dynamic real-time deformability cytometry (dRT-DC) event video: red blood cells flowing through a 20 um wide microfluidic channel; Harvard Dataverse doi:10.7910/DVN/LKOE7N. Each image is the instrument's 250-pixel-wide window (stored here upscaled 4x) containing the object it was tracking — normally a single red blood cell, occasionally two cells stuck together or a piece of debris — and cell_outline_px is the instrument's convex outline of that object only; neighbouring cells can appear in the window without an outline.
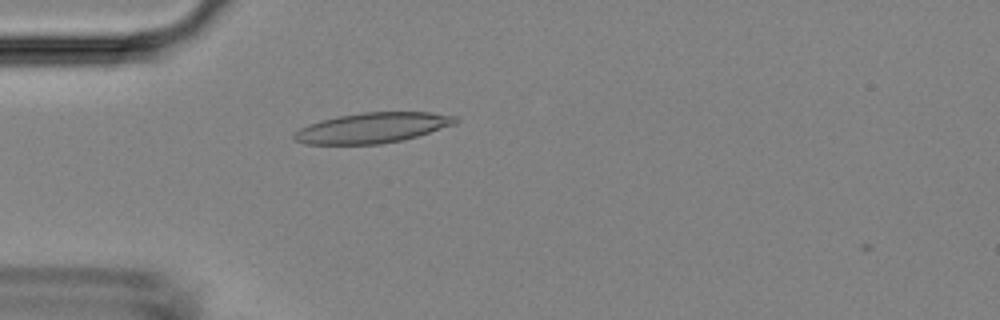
{"species": "Egyptian fruit bat (a non-hibernating species)", "species_latin": "Rousettus aegyptiacus", "temperature_condition": "room temperature", "stored_images_in_passage": 4, "camera_frame_rate_fps": 3000, "um_per_image_px": 0.085, "animal": {"sex": "female"}, "frame": {"image": 1, "passage_image": 3, "time_ms": 0.667, "image_size_px": [1000, 320], "cell_outline_px": [[460, 120], [456, 124], [404, 140], [380, 144], [304, 144], [296, 140], [292, 136], [292, 132], [308, 124], [320, 120], [336, 116], [364, 112], [432, 112], [456, 116]], "centroid_in_image_um": [31.66, 10.86], "position_along_channel_um": 53.3, "area_um2": 28.73}}